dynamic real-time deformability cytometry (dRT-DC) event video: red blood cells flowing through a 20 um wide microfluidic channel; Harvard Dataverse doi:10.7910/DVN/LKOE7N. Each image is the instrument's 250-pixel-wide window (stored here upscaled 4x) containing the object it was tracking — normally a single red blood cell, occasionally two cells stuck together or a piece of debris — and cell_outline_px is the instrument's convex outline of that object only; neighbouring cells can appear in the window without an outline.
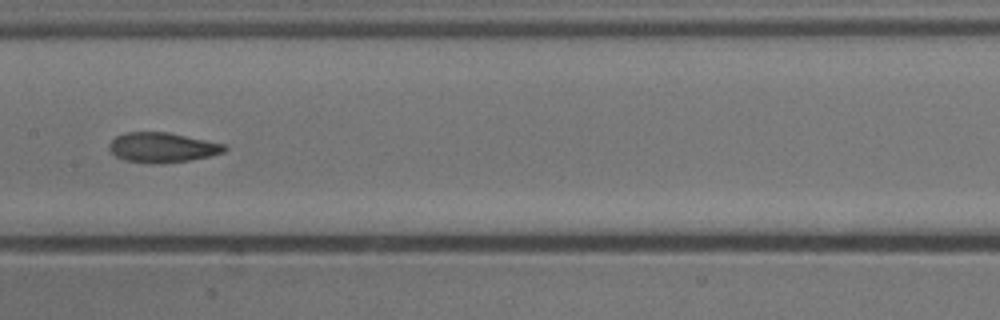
{"species": "common noctule bat (a hibernating species)", "species_latin": "Nyctalus noctula", "temperature_condition": "cold", "stored_images_in_passage": 20, "camera_frame_rate_fps": 3000, "um_per_image_px": 0.085, "animal": {"sex": "male", "body_mass_g": 13.3}, "frame": {"image": 1, "passage_image": 12, "time_ms": 3.667, "image_size_px": [1000, 320], "cell_outline_px": [[228, 148], [224, 152], [208, 156], [188, 160], [156, 164], [152, 164], [124, 160], [116, 156], [108, 148], [108, 144], [116, 136], [124, 132], [168, 132], [228, 144]], "centroid_in_image_um": [13.8, 12.52], "position_along_channel_um": 193.6, "area_um2": 20.23}}
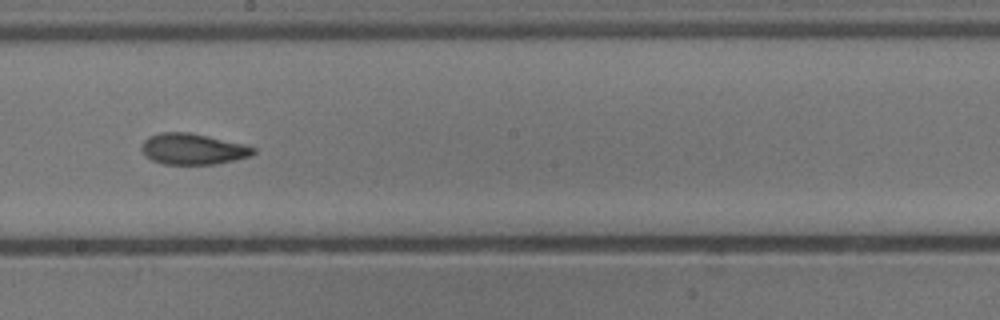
{"frame": {"image": 2, "passage_image": 15, "time_ms": 4.667, "image_size_px": [1000, 320], "cell_outline_px": [[256, 152], [252, 156], [216, 164], [164, 164], [152, 160], [140, 148], [144, 140], [148, 136], [160, 132], [188, 132], [208, 136], [244, 144], [256, 148]], "centroid_in_image_um": [16.41, 12.66], "position_along_channel_um": 231.8, "area_um2": 20.17}}